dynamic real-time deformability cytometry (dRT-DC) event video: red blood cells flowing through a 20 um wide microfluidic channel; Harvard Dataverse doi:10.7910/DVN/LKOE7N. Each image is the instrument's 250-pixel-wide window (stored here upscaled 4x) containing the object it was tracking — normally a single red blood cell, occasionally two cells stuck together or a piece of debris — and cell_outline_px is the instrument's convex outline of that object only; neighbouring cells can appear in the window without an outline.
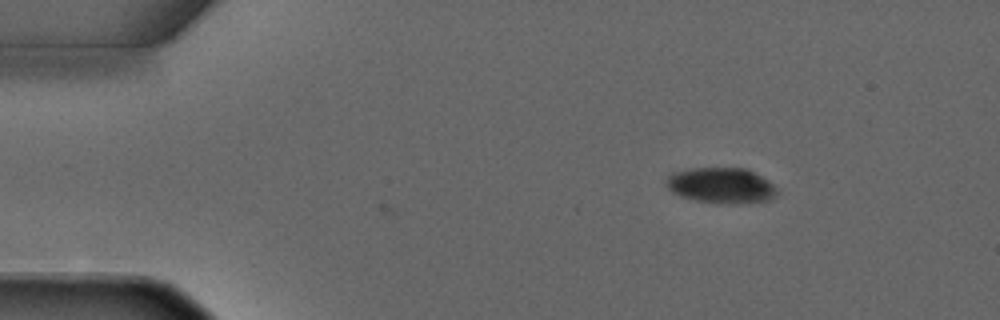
{"species": "common noctule bat (a hibernating species)", "species_latin": "Nyctalus noctula", "temperature_condition": "warm", "stored_images_in_passage": 3, "camera_frame_rate_fps": 3000, "um_per_image_px": 0.085, "animal": {"sex": "male", "forearm_length_mm": 52.5}, "frame": {"image": 1, "passage_image": 1, "time_ms": 0.0, "image_size_px": [1000, 320], "cell_outline_px": [[776, 192], [768, 200], [696, 200], [680, 196], [672, 192], [668, 188], [664, 180], [672, 172], [688, 168], [748, 168], [768, 180], [776, 188]], "centroid_in_image_um": [61.2, 15.67], "position_along_channel_um": 23.8, "area_um2": 21.85}}
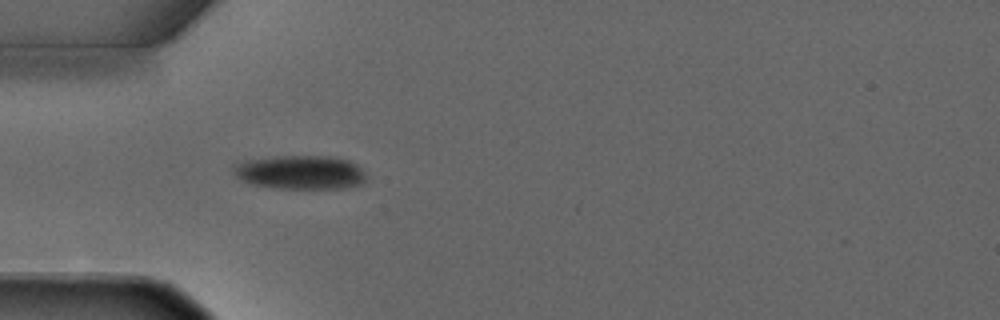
{"frame": {"image": 2, "passage_image": 3, "time_ms": 2.333, "image_size_px": [1000, 320], "cell_outline_px": [[368, 176], [360, 184], [344, 188], [280, 188], [252, 184], [236, 176], [232, 172], [232, 164], [244, 160], [276, 156], [328, 156], [348, 160], [356, 164]], "centroid_in_image_um": [25.5, 14.63], "position_along_channel_um": 59.5, "area_um2": 26.18}}